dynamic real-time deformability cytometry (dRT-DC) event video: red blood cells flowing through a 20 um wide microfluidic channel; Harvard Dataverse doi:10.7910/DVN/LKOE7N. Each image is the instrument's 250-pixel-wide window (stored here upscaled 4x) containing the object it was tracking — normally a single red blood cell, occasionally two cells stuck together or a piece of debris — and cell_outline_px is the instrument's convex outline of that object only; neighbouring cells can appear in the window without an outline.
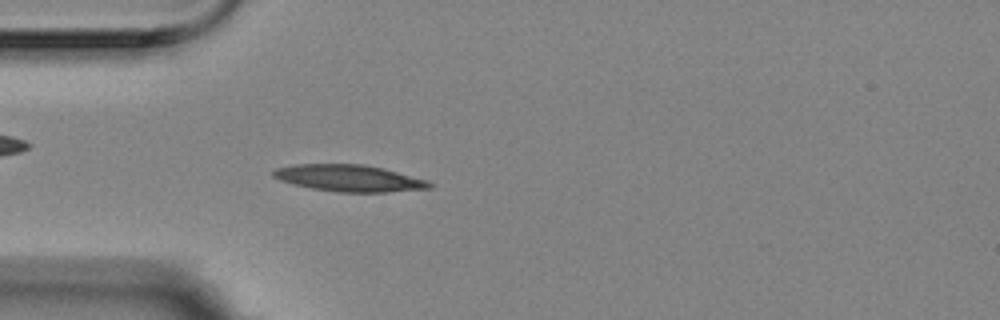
{"species": "Egyptian fruit bat (a non-hibernating species)", "species_latin": "Rousettus aegyptiacus", "temperature_condition": "room temperature", "stored_images_in_passage": 51, "camera_frame_rate_fps": 3000, "um_per_image_px": 0.085, "animal": {"sex": "female"}, "frame": {"image": 1, "passage_image": 11, "time_ms": 3.333, "image_size_px": [1000, 320], "cell_outline_px": [[432, 188], [388, 192], [336, 192], [312, 188], [292, 184], [280, 180], [272, 176], [272, 172], [276, 168], [292, 164], [364, 164], [428, 180], [432, 184]], "centroid_in_image_um": [29.64, 15.14], "position_along_channel_um": 55.4, "area_um2": 24.22}}
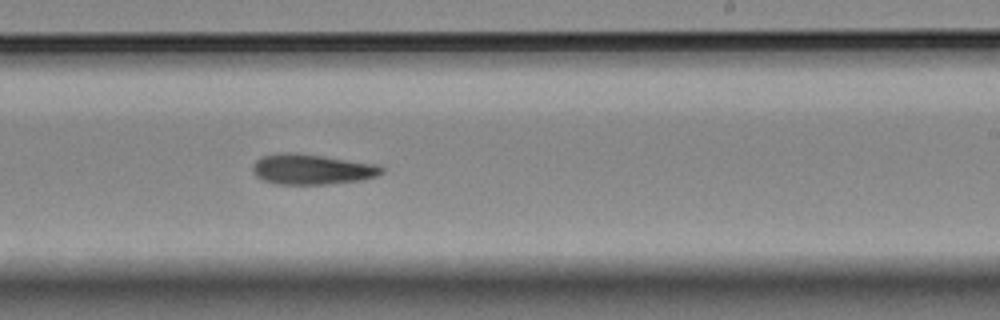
{"frame": {"image": 2, "passage_image": 29, "time_ms": 9.333, "image_size_px": [1000, 320], "cell_outline_px": [[384, 172], [376, 176], [360, 180], [328, 184], [276, 184], [260, 180], [252, 172], [252, 164], [260, 156], [280, 152], [288, 152], [320, 156], [376, 164], [384, 168]], "centroid_in_image_um": [26.44, 14.39], "position_along_channel_um": 262.6, "area_um2": 22.83}}
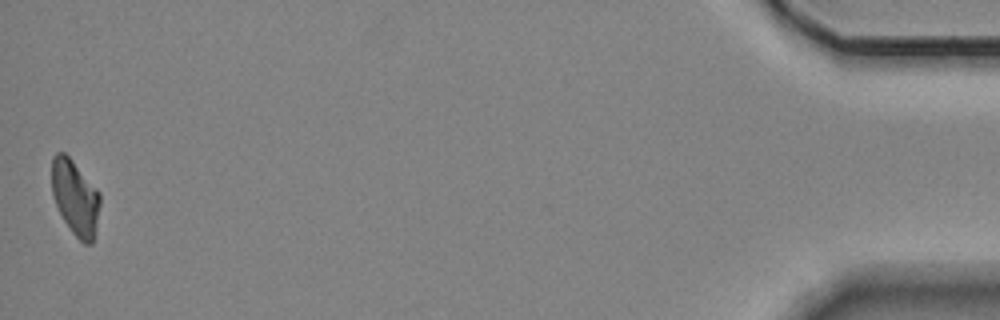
{"frame": {"image": 3, "passage_image": 51, "time_ms": 16.667, "image_size_px": [1000, 320], "cell_outline_px": [[100, 204], [92, 244], [84, 244], [72, 232], [64, 220], [52, 196], [52, 156], [56, 152], [64, 152], [72, 160], [100, 192]], "centroid_in_image_um": [6.39, 16.77], "position_along_channel_um": 428.8, "area_um2": 20.92}, "authors_computed_cell_mechanics": {"area_um2": 22.7154, "velocity_mm_per_s": 3.5241, "shape_relaxation_time_tau1_ms": 5.4548, "shape_relaxation_time_tau2_ms": null, "deformation_change_tau1": 0.1509, "deformation_change_tau2": null}}